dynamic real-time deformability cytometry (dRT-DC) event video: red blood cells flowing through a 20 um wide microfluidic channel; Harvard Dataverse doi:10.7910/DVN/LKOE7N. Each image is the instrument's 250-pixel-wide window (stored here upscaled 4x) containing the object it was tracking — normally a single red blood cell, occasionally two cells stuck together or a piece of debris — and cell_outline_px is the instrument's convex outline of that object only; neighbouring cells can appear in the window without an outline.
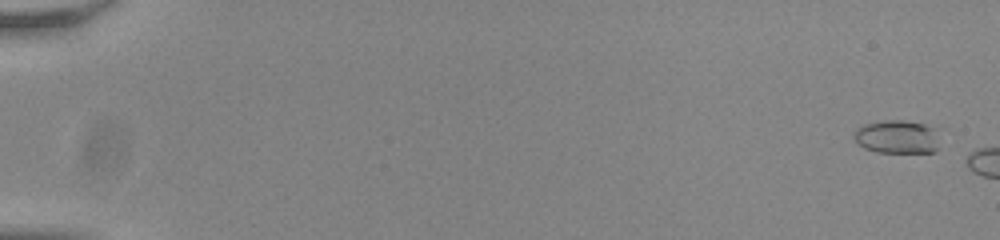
{"species": "common noctule bat (a hibernating species)", "species_latin": "Nyctalus noctula", "temperature_condition": "room temperature", "stored_images_in_passage": 7, "camera_frame_rate_fps": 3000, "um_per_image_px": 0.085, "animal": {"sex": "male", "body_mass_g": 20.0, "forearm_length_mm": 53.3}, "frame": {"image": 1, "passage_image": 3, "time_ms": 0.667, "image_size_px": [1000, 240], "cell_outline_px": [[936, 152], [876, 152], [864, 148], [852, 136], [856, 128], [864, 124], [884, 120], [904, 120], [924, 124], [936, 128]], "centroid_in_image_um": [76.21, 11.62], "position_along_channel_um": 8.8, "area_um2": 16.59}}